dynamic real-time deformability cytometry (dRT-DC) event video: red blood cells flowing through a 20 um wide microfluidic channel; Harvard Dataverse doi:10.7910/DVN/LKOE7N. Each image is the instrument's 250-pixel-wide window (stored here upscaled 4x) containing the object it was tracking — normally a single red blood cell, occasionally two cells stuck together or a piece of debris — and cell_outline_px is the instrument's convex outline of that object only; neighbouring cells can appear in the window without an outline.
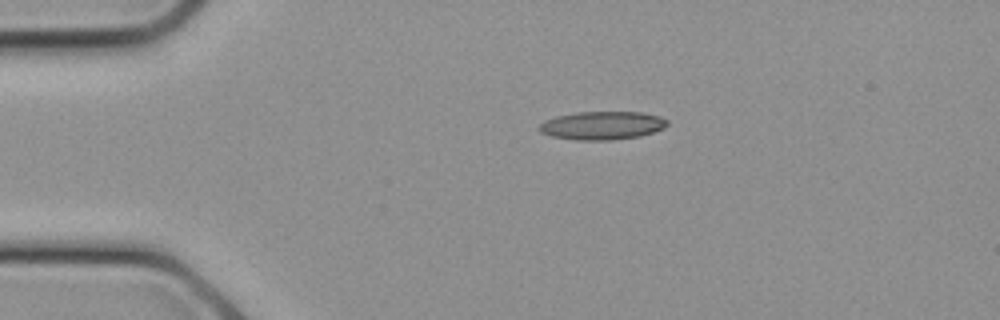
{"species": "common noctule bat (a hibernating species)", "species_latin": "Nyctalus noctula", "temperature_condition": "cold", "stored_images_in_passage": 5, "camera_frame_rate_fps": 3000, "um_per_image_px": 0.085, "animal": {"sex": "female", "body_mass_g": 21.9}, "frame": {"image": 1, "passage_image": 1, "time_ms": 0.0, "image_size_px": [1000, 320], "cell_outline_px": [[668, 124], [664, 128], [640, 136], [612, 140], [576, 140], [552, 136], [540, 132], [536, 128], [544, 120], [556, 116], [576, 112], [640, 112], [660, 116], [668, 120]], "centroid_in_image_um": [51.16, 10.66], "position_along_channel_um": 33.8, "area_um2": 21.21}}
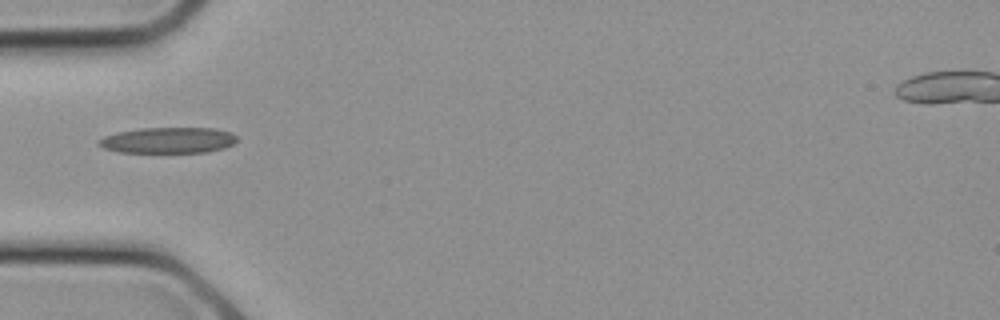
{"frame": {"image": 2, "passage_image": 4, "time_ms": 1.0, "image_size_px": [1000, 320], "cell_outline_px": [[236, 140], [232, 144], [224, 148], [208, 152], [116, 152], [104, 148], [96, 144], [96, 140], [104, 136], [116, 132], [140, 128], [216, 128], [232, 132], [236, 136]], "centroid_in_image_um": [14.26, 11.92], "position_along_channel_um": 70.7, "area_um2": 21.04}}